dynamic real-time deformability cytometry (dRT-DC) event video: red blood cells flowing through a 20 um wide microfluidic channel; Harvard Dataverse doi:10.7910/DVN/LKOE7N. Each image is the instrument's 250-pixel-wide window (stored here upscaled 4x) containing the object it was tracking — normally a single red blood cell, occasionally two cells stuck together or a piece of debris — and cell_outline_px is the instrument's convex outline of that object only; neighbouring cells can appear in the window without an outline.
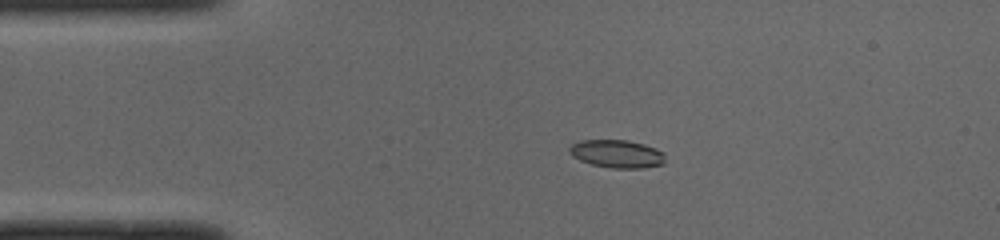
{"species": "common noctule bat (a hibernating species)", "species_latin": "Nyctalus noctula", "temperature_condition": "cold", "stored_images_in_passage": 41, "camera_frame_rate_fps": 3000, "um_per_image_px": 0.085, "animal": {"sex": "male", "body_mass_g": 19.0, "forearm_length_mm": 50.8}, "frame": {"image": 1, "passage_image": 1, "time_ms": 0.0, "image_size_px": [1000, 240], "cell_outline_px": [[664, 164], [644, 168], [612, 168], [592, 164], [580, 160], [572, 156], [568, 152], [568, 148], [572, 144], [580, 140], [628, 140], [644, 144], [656, 148], [664, 152]], "centroid_in_image_um": [52.44, 13.07], "position_along_channel_um": 32.6, "area_um2": 15.72}}
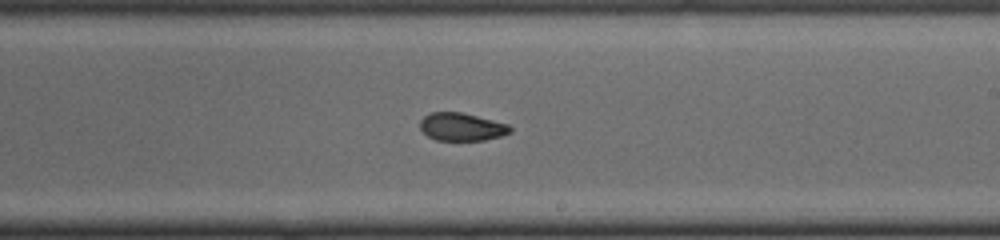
{"frame": {"image": 2, "passage_image": 20, "time_ms": 6.333, "image_size_px": [1000, 240], "cell_outline_px": [[512, 132], [500, 136], [484, 140], [436, 140], [428, 136], [420, 128], [420, 120], [424, 116], [432, 112], [464, 112], [508, 124], [512, 128]], "centroid_in_image_um": [39.25, 10.77], "position_along_channel_um": 249.7, "area_um2": 14.68}}
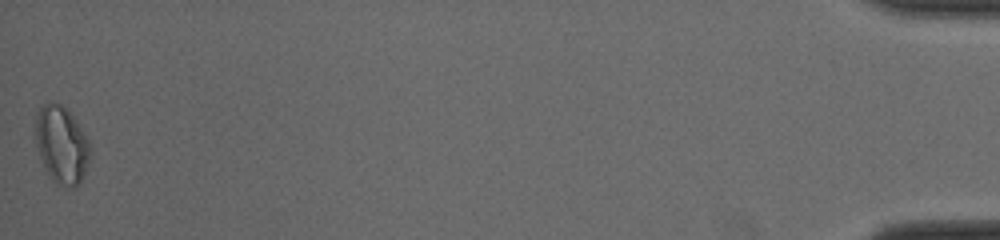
{"frame": {"image": 3, "passage_image": 41, "time_ms": 13.333, "image_size_px": [1000, 240], "cell_outline_px": [[88, 160], [80, 184], [72, 188], [56, 184], [48, 176], [40, 156], [36, 144], [36, 112], [44, 104], [52, 100], [68, 108], [88, 140]], "centroid_in_image_um": [5.2, 12.29], "position_along_channel_um": 430.0, "area_um2": 24.45}, "authors_computed_cell_mechanics": {"area_um2": 15.7216, "velocity_mm_per_s": 4.0053, "shape_relaxation_time_tau1_ms": 10.3608, "shape_relaxation_time_tau2_ms": 2.3039, "deformation_change_tau1": 0.2249, "deformation_change_tau2": 0.066}}